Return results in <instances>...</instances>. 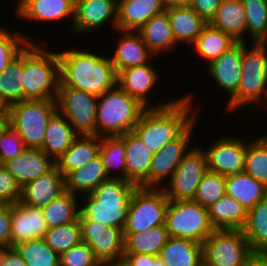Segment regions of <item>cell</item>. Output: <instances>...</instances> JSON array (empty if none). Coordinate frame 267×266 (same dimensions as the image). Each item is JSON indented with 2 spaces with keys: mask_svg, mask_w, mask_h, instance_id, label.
Here are the masks:
<instances>
[{
  "mask_svg": "<svg viewBox=\"0 0 267 266\" xmlns=\"http://www.w3.org/2000/svg\"><path fill=\"white\" fill-rule=\"evenodd\" d=\"M190 0H160L162 6L166 9L172 7H185L189 6Z\"/></svg>",
  "mask_w": 267,
  "mask_h": 266,
  "instance_id": "9f6ffc18",
  "label": "cell"
},
{
  "mask_svg": "<svg viewBox=\"0 0 267 266\" xmlns=\"http://www.w3.org/2000/svg\"><path fill=\"white\" fill-rule=\"evenodd\" d=\"M124 254H149L158 256L169 238L165 225L142 232L124 234Z\"/></svg>",
  "mask_w": 267,
  "mask_h": 266,
  "instance_id": "e575fe53",
  "label": "cell"
},
{
  "mask_svg": "<svg viewBox=\"0 0 267 266\" xmlns=\"http://www.w3.org/2000/svg\"><path fill=\"white\" fill-rule=\"evenodd\" d=\"M6 28H0V73H2L13 60L23 51L30 43L29 38H26Z\"/></svg>",
  "mask_w": 267,
  "mask_h": 266,
  "instance_id": "bcb514c9",
  "label": "cell"
},
{
  "mask_svg": "<svg viewBox=\"0 0 267 266\" xmlns=\"http://www.w3.org/2000/svg\"><path fill=\"white\" fill-rule=\"evenodd\" d=\"M136 32L155 56L169 52L177 46L166 10L150 18Z\"/></svg>",
  "mask_w": 267,
  "mask_h": 266,
  "instance_id": "83f0119b",
  "label": "cell"
},
{
  "mask_svg": "<svg viewBox=\"0 0 267 266\" xmlns=\"http://www.w3.org/2000/svg\"><path fill=\"white\" fill-rule=\"evenodd\" d=\"M123 260L128 266H152L153 255L149 254H124Z\"/></svg>",
  "mask_w": 267,
  "mask_h": 266,
  "instance_id": "f5cc1de1",
  "label": "cell"
},
{
  "mask_svg": "<svg viewBox=\"0 0 267 266\" xmlns=\"http://www.w3.org/2000/svg\"><path fill=\"white\" fill-rule=\"evenodd\" d=\"M221 0H190L189 6L207 23L215 16Z\"/></svg>",
  "mask_w": 267,
  "mask_h": 266,
  "instance_id": "f907efd6",
  "label": "cell"
},
{
  "mask_svg": "<svg viewBox=\"0 0 267 266\" xmlns=\"http://www.w3.org/2000/svg\"><path fill=\"white\" fill-rule=\"evenodd\" d=\"M13 248L27 266H60V255L43 238L23 242Z\"/></svg>",
  "mask_w": 267,
  "mask_h": 266,
  "instance_id": "b9f144b4",
  "label": "cell"
},
{
  "mask_svg": "<svg viewBox=\"0 0 267 266\" xmlns=\"http://www.w3.org/2000/svg\"><path fill=\"white\" fill-rule=\"evenodd\" d=\"M65 191L64 176L54 166L46 174L21 187L20 202L42 208Z\"/></svg>",
  "mask_w": 267,
  "mask_h": 266,
  "instance_id": "44dd1931",
  "label": "cell"
},
{
  "mask_svg": "<svg viewBox=\"0 0 267 266\" xmlns=\"http://www.w3.org/2000/svg\"><path fill=\"white\" fill-rule=\"evenodd\" d=\"M208 213L215 230H242L247 221V210L227 194L209 206Z\"/></svg>",
  "mask_w": 267,
  "mask_h": 266,
  "instance_id": "f546056e",
  "label": "cell"
},
{
  "mask_svg": "<svg viewBox=\"0 0 267 266\" xmlns=\"http://www.w3.org/2000/svg\"><path fill=\"white\" fill-rule=\"evenodd\" d=\"M169 199L162 188L137 187L129 202L124 234L165 225Z\"/></svg>",
  "mask_w": 267,
  "mask_h": 266,
  "instance_id": "9c48e42d",
  "label": "cell"
},
{
  "mask_svg": "<svg viewBox=\"0 0 267 266\" xmlns=\"http://www.w3.org/2000/svg\"><path fill=\"white\" fill-rule=\"evenodd\" d=\"M9 126V110H0V136Z\"/></svg>",
  "mask_w": 267,
  "mask_h": 266,
  "instance_id": "6f0895ef",
  "label": "cell"
},
{
  "mask_svg": "<svg viewBox=\"0 0 267 266\" xmlns=\"http://www.w3.org/2000/svg\"><path fill=\"white\" fill-rule=\"evenodd\" d=\"M100 153V137L79 135L71 146L55 161V166L65 177L69 172L81 168Z\"/></svg>",
  "mask_w": 267,
  "mask_h": 266,
  "instance_id": "484cf974",
  "label": "cell"
},
{
  "mask_svg": "<svg viewBox=\"0 0 267 266\" xmlns=\"http://www.w3.org/2000/svg\"><path fill=\"white\" fill-rule=\"evenodd\" d=\"M202 247L208 266H246L254 253L243 230H214Z\"/></svg>",
  "mask_w": 267,
  "mask_h": 266,
  "instance_id": "30bf717a",
  "label": "cell"
},
{
  "mask_svg": "<svg viewBox=\"0 0 267 266\" xmlns=\"http://www.w3.org/2000/svg\"><path fill=\"white\" fill-rule=\"evenodd\" d=\"M98 97L66 86L58 87L57 111L79 135H96Z\"/></svg>",
  "mask_w": 267,
  "mask_h": 266,
  "instance_id": "8fae6325",
  "label": "cell"
},
{
  "mask_svg": "<svg viewBox=\"0 0 267 266\" xmlns=\"http://www.w3.org/2000/svg\"><path fill=\"white\" fill-rule=\"evenodd\" d=\"M117 32H120L121 37H118L116 50L110 57L117 74L123 69L148 64L150 58H156L137 32L118 30Z\"/></svg>",
  "mask_w": 267,
  "mask_h": 266,
  "instance_id": "cb8c5ba5",
  "label": "cell"
},
{
  "mask_svg": "<svg viewBox=\"0 0 267 266\" xmlns=\"http://www.w3.org/2000/svg\"><path fill=\"white\" fill-rule=\"evenodd\" d=\"M17 17L26 21L56 22L71 16L74 21L75 0H17Z\"/></svg>",
  "mask_w": 267,
  "mask_h": 266,
  "instance_id": "ffe728a7",
  "label": "cell"
},
{
  "mask_svg": "<svg viewBox=\"0 0 267 266\" xmlns=\"http://www.w3.org/2000/svg\"><path fill=\"white\" fill-rule=\"evenodd\" d=\"M125 142L122 136L100 137V153L102 163L109 178H121L126 180ZM118 171L111 175L113 170ZM117 169V170H116Z\"/></svg>",
  "mask_w": 267,
  "mask_h": 266,
  "instance_id": "ab89813d",
  "label": "cell"
},
{
  "mask_svg": "<svg viewBox=\"0 0 267 266\" xmlns=\"http://www.w3.org/2000/svg\"><path fill=\"white\" fill-rule=\"evenodd\" d=\"M242 230L253 252H267V197L247 212Z\"/></svg>",
  "mask_w": 267,
  "mask_h": 266,
  "instance_id": "74e56055",
  "label": "cell"
},
{
  "mask_svg": "<svg viewBox=\"0 0 267 266\" xmlns=\"http://www.w3.org/2000/svg\"><path fill=\"white\" fill-rule=\"evenodd\" d=\"M163 11L160 0H118L117 30L136 32Z\"/></svg>",
  "mask_w": 267,
  "mask_h": 266,
  "instance_id": "d4e9b609",
  "label": "cell"
},
{
  "mask_svg": "<svg viewBox=\"0 0 267 266\" xmlns=\"http://www.w3.org/2000/svg\"><path fill=\"white\" fill-rule=\"evenodd\" d=\"M137 186L121 178H108L90 194L82 195L79 219L123 229L130 199Z\"/></svg>",
  "mask_w": 267,
  "mask_h": 266,
  "instance_id": "3957f363",
  "label": "cell"
},
{
  "mask_svg": "<svg viewBox=\"0 0 267 266\" xmlns=\"http://www.w3.org/2000/svg\"><path fill=\"white\" fill-rule=\"evenodd\" d=\"M92 248L83 241L60 255V266H98Z\"/></svg>",
  "mask_w": 267,
  "mask_h": 266,
  "instance_id": "7dc6e473",
  "label": "cell"
},
{
  "mask_svg": "<svg viewBox=\"0 0 267 266\" xmlns=\"http://www.w3.org/2000/svg\"><path fill=\"white\" fill-rule=\"evenodd\" d=\"M226 194V176L207 171L198 185L194 201L208 208Z\"/></svg>",
  "mask_w": 267,
  "mask_h": 266,
  "instance_id": "f6af8a7d",
  "label": "cell"
},
{
  "mask_svg": "<svg viewBox=\"0 0 267 266\" xmlns=\"http://www.w3.org/2000/svg\"><path fill=\"white\" fill-rule=\"evenodd\" d=\"M246 45L245 41L240 83L236 94L228 100L226 111L261 105L267 98V42H253L250 49Z\"/></svg>",
  "mask_w": 267,
  "mask_h": 266,
  "instance_id": "8992f818",
  "label": "cell"
},
{
  "mask_svg": "<svg viewBox=\"0 0 267 266\" xmlns=\"http://www.w3.org/2000/svg\"><path fill=\"white\" fill-rule=\"evenodd\" d=\"M246 266H267V252H254Z\"/></svg>",
  "mask_w": 267,
  "mask_h": 266,
  "instance_id": "11a10c76",
  "label": "cell"
},
{
  "mask_svg": "<svg viewBox=\"0 0 267 266\" xmlns=\"http://www.w3.org/2000/svg\"><path fill=\"white\" fill-rule=\"evenodd\" d=\"M20 198L21 186L5 166L0 164V204H15Z\"/></svg>",
  "mask_w": 267,
  "mask_h": 266,
  "instance_id": "681fc988",
  "label": "cell"
},
{
  "mask_svg": "<svg viewBox=\"0 0 267 266\" xmlns=\"http://www.w3.org/2000/svg\"><path fill=\"white\" fill-rule=\"evenodd\" d=\"M126 181L148 188V174L154 150H150L133 132L124 134Z\"/></svg>",
  "mask_w": 267,
  "mask_h": 266,
  "instance_id": "603a6c76",
  "label": "cell"
},
{
  "mask_svg": "<svg viewBox=\"0 0 267 266\" xmlns=\"http://www.w3.org/2000/svg\"><path fill=\"white\" fill-rule=\"evenodd\" d=\"M23 75V51L0 73V99L10 107L25 100Z\"/></svg>",
  "mask_w": 267,
  "mask_h": 266,
  "instance_id": "f35d334b",
  "label": "cell"
},
{
  "mask_svg": "<svg viewBox=\"0 0 267 266\" xmlns=\"http://www.w3.org/2000/svg\"><path fill=\"white\" fill-rule=\"evenodd\" d=\"M106 266H128L124 260L107 263Z\"/></svg>",
  "mask_w": 267,
  "mask_h": 266,
  "instance_id": "91938a15",
  "label": "cell"
},
{
  "mask_svg": "<svg viewBox=\"0 0 267 266\" xmlns=\"http://www.w3.org/2000/svg\"><path fill=\"white\" fill-rule=\"evenodd\" d=\"M43 239L46 244L59 255L68 251L73 246L82 242L79 218L71 223L48 229Z\"/></svg>",
  "mask_w": 267,
  "mask_h": 266,
  "instance_id": "7bdbcfd3",
  "label": "cell"
},
{
  "mask_svg": "<svg viewBox=\"0 0 267 266\" xmlns=\"http://www.w3.org/2000/svg\"><path fill=\"white\" fill-rule=\"evenodd\" d=\"M252 42H267V0H241Z\"/></svg>",
  "mask_w": 267,
  "mask_h": 266,
  "instance_id": "ee69618b",
  "label": "cell"
},
{
  "mask_svg": "<svg viewBox=\"0 0 267 266\" xmlns=\"http://www.w3.org/2000/svg\"><path fill=\"white\" fill-rule=\"evenodd\" d=\"M158 72L155 67L151 66V62L142 66L123 69L118 73L117 84L145 107H163L170 104L173 99L170 98L168 102L163 101L162 103L158 101L157 105H151V99L147 96L155 89L154 87L159 81Z\"/></svg>",
  "mask_w": 267,
  "mask_h": 266,
  "instance_id": "ac0fdd59",
  "label": "cell"
},
{
  "mask_svg": "<svg viewBox=\"0 0 267 266\" xmlns=\"http://www.w3.org/2000/svg\"><path fill=\"white\" fill-rule=\"evenodd\" d=\"M165 226L169 237L203 243L215 230L208 208L194 200H169Z\"/></svg>",
  "mask_w": 267,
  "mask_h": 266,
  "instance_id": "ba28073f",
  "label": "cell"
},
{
  "mask_svg": "<svg viewBox=\"0 0 267 266\" xmlns=\"http://www.w3.org/2000/svg\"><path fill=\"white\" fill-rule=\"evenodd\" d=\"M10 248V245L0 244V266H3L5 254Z\"/></svg>",
  "mask_w": 267,
  "mask_h": 266,
  "instance_id": "680465c9",
  "label": "cell"
},
{
  "mask_svg": "<svg viewBox=\"0 0 267 266\" xmlns=\"http://www.w3.org/2000/svg\"><path fill=\"white\" fill-rule=\"evenodd\" d=\"M263 105H264V108L267 110V98L265 100V103H263Z\"/></svg>",
  "mask_w": 267,
  "mask_h": 266,
  "instance_id": "be15d7a7",
  "label": "cell"
},
{
  "mask_svg": "<svg viewBox=\"0 0 267 266\" xmlns=\"http://www.w3.org/2000/svg\"><path fill=\"white\" fill-rule=\"evenodd\" d=\"M246 145L240 137L224 136L215 140L207 149L202 148L208 170L223 176L244 172Z\"/></svg>",
  "mask_w": 267,
  "mask_h": 266,
  "instance_id": "9a60e30c",
  "label": "cell"
},
{
  "mask_svg": "<svg viewBox=\"0 0 267 266\" xmlns=\"http://www.w3.org/2000/svg\"><path fill=\"white\" fill-rule=\"evenodd\" d=\"M158 257L165 266H200L203 247L189 239L169 237Z\"/></svg>",
  "mask_w": 267,
  "mask_h": 266,
  "instance_id": "1f68e13d",
  "label": "cell"
},
{
  "mask_svg": "<svg viewBox=\"0 0 267 266\" xmlns=\"http://www.w3.org/2000/svg\"><path fill=\"white\" fill-rule=\"evenodd\" d=\"M3 266H27L14 248H10L4 257Z\"/></svg>",
  "mask_w": 267,
  "mask_h": 266,
  "instance_id": "db71d44e",
  "label": "cell"
},
{
  "mask_svg": "<svg viewBox=\"0 0 267 266\" xmlns=\"http://www.w3.org/2000/svg\"><path fill=\"white\" fill-rule=\"evenodd\" d=\"M0 110H9V107L5 106V104L0 99Z\"/></svg>",
  "mask_w": 267,
  "mask_h": 266,
  "instance_id": "6125c7cd",
  "label": "cell"
},
{
  "mask_svg": "<svg viewBox=\"0 0 267 266\" xmlns=\"http://www.w3.org/2000/svg\"><path fill=\"white\" fill-rule=\"evenodd\" d=\"M48 229L41 208L20 201L11 204V248L23 242L43 238Z\"/></svg>",
  "mask_w": 267,
  "mask_h": 266,
  "instance_id": "e0dca14e",
  "label": "cell"
},
{
  "mask_svg": "<svg viewBox=\"0 0 267 266\" xmlns=\"http://www.w3.org/2000/svg\"><path fill=\"white\" fill-rule=\"evenodd\" d=\"M200 266H208V265H206L205 263H202Z\"/></svg>",
  "mask_w": 267,
  "mask_h": 266,
  "instance_id": "e7e4bbea",
  "label": "cell"
},
{
  "mask_svg": "<svg viewBox=\"0 0 267 266\" xmlns=\"http://www.w3.org/2000/svg\"><path fill=\"white\" fill-rule=\"evenodd\" d=\"M146 108L117 84L98 97L96 136H122L132 132Z\"/></svg>",
  "mask_w": 267,
  "mask_h": 266,
  "instance_id": "5b68a950",
  "label": "cell"
},
{
  "mask_svg": "<svg viewBox=\"0 0 267 266\" xmlns=\"http://www.w3.org/2000/svg\"><path fill=\"white\" fill-rule=\"evenodd\" d=\"M59 86L82 90L101 96L117 85V72L110 57L80 48L58 51Z\"/></svg>",
  "mask_w": 267,
  "mask_h": 266,
  "instance_id": "6da1fadb",
  "label": "cell"
},
{
  "mask_svg": "<svg viewBox=\"0 0 267 266\" xmlns=\"http://www.w3.org/2000/svg\"><path fill=\"white\" fill-rule=\"evenodd\" d=\"M245 42H236L232 47L207 66L208 74L220 89L228 94L230 100L237 92L241 78V57Z\"/></svg>",
  "mask_w": 267,
  "mask_h": 266,
  "instance_id": "d6986e66",
  "label": "cell"
},
{
  "mask_svg": "<svg viewBox=\"0 0 267 266\" xmlns=\"http://www.w3.org/2000/svg\"><path fill=\"white\" fill-rule=\"evenodd\" d=\"M152 266H165L163 261L158 256H153V264Z\"/></svg>",
  "mask_w": 267,
  "mask_h": 266,
  "instance_id": "94428289",
  "label": "cell"
},
{
  "mask_svg": "<svg viewBox=\"0 0 267 266\" xmlns=\"http://www.w3.org/2000/svg\"><path fill=\"white\" fill-rule=\"evenodd\" d=\"M77 195L64 191L49 204L42 207V214L48 228L68 224L79 218L80 204Z\"/></svg>",
  "mask_w": 267,
  "mask_h": 266,
  "instance_id": "8d00e7d4",
  "label": "cell"
},
{
  "mask_svg": "<svg viewBox=\"0 0 267 266\" xmlns=\"http://www.w3.org/2000/svg\"><path fill=\"white\" fill-rule=\"evenodd\" d=\"M108 178L101 157L97 156L64 177L65 190L75 195H80V193L82 195L90 194L100 183Z\"/></svg>",
  "mask_w": 267,
  "mask_h": 266,
  "instance_id": "d6a6232c",
  "label": "cell"
},
{
  "mask_svg": "<svg viewBox=\"0 0 267 266\" xmlns=\"http://www.w3.org/2000/svg\"><path fill=\"white\" fill-rule=\"evenodd\" d=\"M11 205L0 204V244L10 245Z\"/></svg>",
  "mask_w": 267,
  "mask_h": 266,
  "instance_id": "816d5d0a",
  "label": "cell"
},
{
  "mask_svg": "<svg viewBox=\"0 0 267 266\" xmlns=\"http://www.w3.org/2000/svg\"><path fill=\"white\" fill-rule=\"evenodd\" d=\"M117 9L118 0H75L71 30L74 34L97 31L110 19L112 27L117 31Z\"/></svg>",
  "mask_w": 267,
  "mask_h": 266,
  "instance_id": "2e32d148",
  "label": "cell"
},
{
  "mask_svg": "<svg viewBox=\"0 0 267 266\" xmlns=\"http://www.w3.org/2000/svg\"><path fill=\"white\" fill-rule=\"evenodd\" d=\"M192 99V94H186L166 106L146 108L132 132L150 150L158 153L165 144L176 139L195 119L198 120L199 108L193 109Z\"/></svg>",
  "mask_w": 267,
  "mask_h": 266,
  "instance_id": "7a4b0ae2",
  "label": "cell"
},
{
  "mask_svg": "<svg viewBox=\"0 0 267 266\" xmlns=\"http://www.w3.org/2000/svg\"><path fill=\"white\" fill-rule=\"evenodd\" d=\"M3 165L22 187L50 171L55 162L41 149L25 148L19 156Z\"/></svg>",
  "mask_w": 267,
  "mask_h": 266,
  "instance_id": "7402d4cb",
  "label": "cell"
},
{
  "mask_svg": "<svg viewBox=\"0 0 267 266\" xmlns=\"http://www.w3.org/2000/svg\"><path fill=\"white\" fill-rule=\"evenodd\" d=\"M78 136L67 119L57 111L48 122L41 150L55 162Z\"/></svg>",
  "mask_w": 267,
  "mask_h": 266,
  "instance_id": "f1b7e54d",
  "label": "cell"
},
{
  "mask_svg": "<svg viewBox=\"0 0 267 266\" xmlns=\"http://www.w3.org/2000/svg\"><path fill=\"white\" fill-rule=\"evenodd\" d=\"M82 241L88 244L100 264L123 260V229L106 226L88 219H79Z\"/></svg>",
  "mask_w": 267,
  "mask_h": 266,
  "instance_id": "4fadbf2b",
  "label": "cell"
},
{
  "mask_svg": "<svg viewBox=\"0 0 267 266\" xmlns=\"http://www.w3.org/2000/svg\"><path fill=\"white\" fill-rule=\"evenodd\" d=\"M244 172L267 187V136L247 142Z\"/></svg>",
  "mask_w": 267,
  "mask_h": 266,
  "instance_id": "60d3db41",
  "label": "cell"
},
{
  "mask_svg": "<svg viewBox=\"0 0 267 266\" xmlns=\"http://www.w3.org/2000/svg\"><path fill=\"white\" fill-rule=\"evenodd\" d=\"M166 11L177 44L192 46L208 24L190 6L172 7Z\"/></svg>",
  "mask_w": 267,
  "mask_h": 266,
  "instance_id": "4316f807",
  "label": "cell"
},
{
  "mask_svg": "<svg viewBox=\"0 0 267 266\" xmlns=\"http://www.w3.org/2000/svg\"><path fill=\"white\" fill-rule=\"evenodd\" d=\"M226 194L247 210L267 197V187L245 172L226 176Z\"/></svg>",
  "mask_w": 267,
  "mask_h": 266,
  "instance_id": "836d02e7",
  "label": "cell"
},
{
  "mask_svg": "<svg viewBox=\"0 0 267 266\" xmlns=\"http://www.w3.org/2000/svg\"><path fill=\"white\" fill-rule=\"evenodd\" d=\"M209 24L230 35L237 42H245V9L241 0H221L215 16Z\"/></svg>",
  "mask_w": 267,
  "mask_h": 266,
  "instance_id": "4dcf8cb0",
  "label": "cell"
},
{
  "mask_svg": "<svg viewBox=\"0 0 267 266\" xmlns=\"http://www.w3.org/2000/svg\"><path fill=\"white\" fill-rule=\"evenodd\" d=\"M56 112V100H24L9 107V124L26 148L41 149L48 122Z\"/></svg>",
  "mask_w": 267,
  "mask_h": 266,
  "instance_id": "52a82bcc",
  "label": "cell"
},
{
  "mask_svg": "<svg viewBox=\"0 0 267 266\" xmlns=\"http://www.w3.org/2000/svg\"><path fill=\"white\" fill-rule=\"evenodd\" d=\"M208 171L206 155L196 146L183 156L175 172L162 188L172 201L194 200L198 185Z\"/></svg>",
  "mask_w": 267,
  "mask_h": 266,
  "instance_id": "7c38bea8",
  "label": "cell"
},
{
  "mask_svg": "<svg viewBox=\"0 0 267 266\" xmlns=\"http://www.w3.org/2000/svg\"><path fill=\"white\" fill-rule=\"evenodd\" d=\"M236 42L230 35L208 23L192 45V49L199 58H203L209 64Z\"/></svg>",
  "mask_w": 267,
  "mask_h": 266,
  "instance_id": "d590c367",
  "label": "cell"
},
{
  "mask_svg": "<svg viewBox=\"0 0 267 266\" xmlns=\"http://www.w3.org/2000/svg\"><path fill=\"white\" fill-rule=\"evenodd\" d=\"M45 44L30 42L23 49V75L25 100H56L60 84L58 52Z\"/></svg>",
  "mask_w": 267,
  "mask_h": 266,
  "instance_id": "277c9868",
  "label": "cell"
},
{
  "mask_svg": "<svg viewBox=\"0 0 267 266\" xmlns=\"http://www.w3.org/2000/svg\"><path fill=\"white\" fill-rule=\"evenodd\" d=\"M196 122L195 119L176 139L153 154L148 174V188H163L164 181L171 179L183 156L190 149V139Z\"/></svg>",
  "mask_w": 267,
  "mask_h": 266,
  "instance_id": "5bb4252c",
  "label": "cell"
},
{
  "mask_svg": "<svg viewBox=\"0 0 267 266\" xmlns=\"http://www.w3.org/2000/svg\"><path fill=\"white\" fill-rule=\"evenodd\" d=\"M25 148L20 135L9 126L0 136V164L19 156Z\"/></svg>",
  "mask_w": 267,
  "mask_h": 266,
  "instance_id": "c3c4849f",
  "label": "cell"
}]
</instances>
